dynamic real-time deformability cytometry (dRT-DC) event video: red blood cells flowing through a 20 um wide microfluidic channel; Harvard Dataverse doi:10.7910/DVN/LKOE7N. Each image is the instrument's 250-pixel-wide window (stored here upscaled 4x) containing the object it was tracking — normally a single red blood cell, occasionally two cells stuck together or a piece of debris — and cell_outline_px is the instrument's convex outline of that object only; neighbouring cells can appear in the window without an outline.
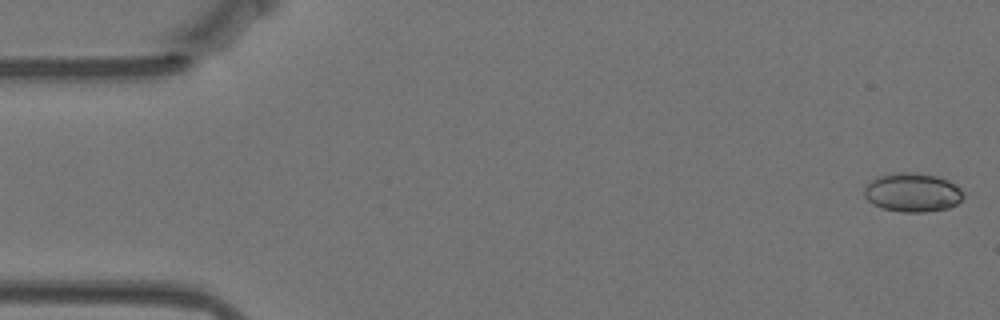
{"species": "Egyptian fruit bat (a non-hibernating species)", "species_latin": "Rousettus aegyptiacus", "temperature_condition": "warm", "stored_images_in_passage": 57, "camera_frame_rate_fps": 3000, "um_per_image_px": 0.085, "animal": {"sex": "female"}, "frame": {"image": 1, "passage_image": 1, "time_ms": 0.0, "image_size_px": [1000, 320], "cell_outline_px": [[964, 196], [956, 204], [948, 208], [924, 212], [904, 212], [884, 208], [872, 204], [864, 196], [864, 188], [872, 180], [880, 176], [900, 172], [908, 172], [936, 176], [948, 180], [960, 188], [964, 192]], "centroid_in_image_um": [77.57, 16.36], "position_along_channel_um": 7.4, "area_um2": 22.2}}
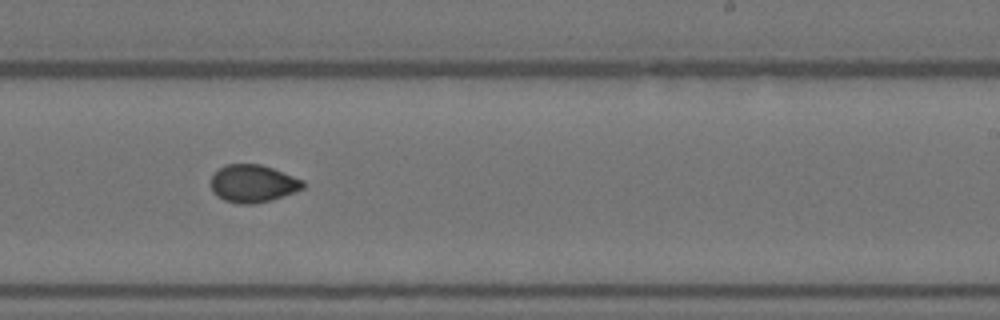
{"frame": {"image": 2, "passage_image": 34, "time_ms": 11.0, "image_size_px": [1000, 320], "cell_outline_px": [[304, 188], [272, 200], [252, 204], [240, 204], [224, 200], [212, 192], [212, 176], [224, 164], [260, 164], [272, 168], [304, 180]], "centroid_in_image_um": [21.5, 15.6], "position_along_channel_um": 267.5, "area_um2": 20.06}}
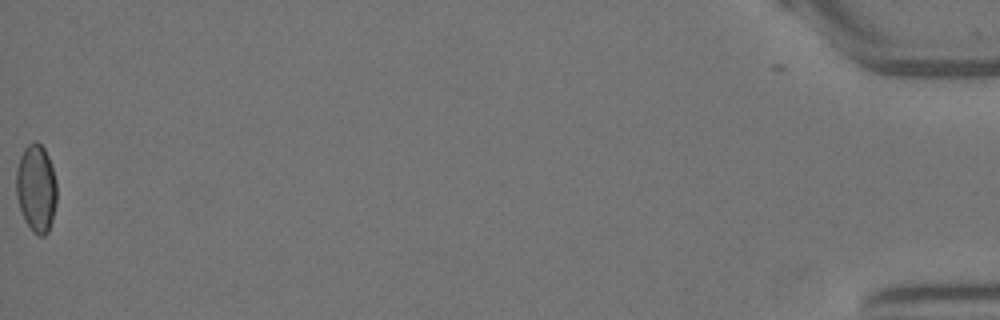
{"frame": {"image": 3, "passage_image": 57, "time_ms": 18.667, "image_size_px": [1000, 320], "cell_outline_px": [[56, 204], [52, 220], [48, 232], [44, 236], [36, 236], [32, 232], [24, 220], [16, 196], [16, 168], [20, 156], [24, 148], [32, 140], [36, 140], [44, 148], [52, 164], [56, 180]], "centroid_in_image_um": [3.07, 16.0], "position_along_channel_um": 432.1, "area_um2": 21.15}, "authors_computed_cell_mechanics": {"area_um2": 20.2878, "velocity_mm_per_s": 3.5225, "shape_relaxation_time_tau1_ms": 11.2314, "shape_relaxation_time_tau2_ms": 2.0365, "deformation_change_tau1": 0.206, "deformation_change_tau2": 0.0443}}